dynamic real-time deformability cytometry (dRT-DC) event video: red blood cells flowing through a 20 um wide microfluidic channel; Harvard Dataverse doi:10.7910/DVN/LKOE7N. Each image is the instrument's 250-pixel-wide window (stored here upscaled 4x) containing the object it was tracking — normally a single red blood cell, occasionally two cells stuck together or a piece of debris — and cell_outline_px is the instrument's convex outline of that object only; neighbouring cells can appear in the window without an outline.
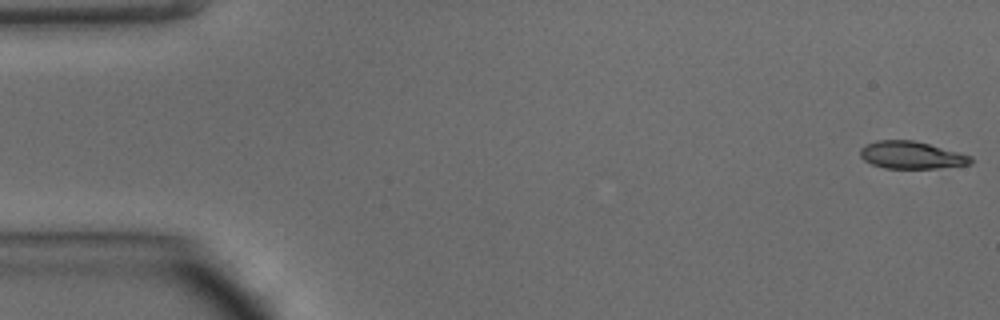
{"species": "common noctule bat (a hibernating species)", "species_latin": "Nyctalus noctula", "temperature_condition": "warm", "stored_images_in_passage": 43, "camera_frame_rate_fps": 3000, "um_per_image_px": 0.085, "animal": {"sex": "male", "body_mass_g": 15.6}, "frame": {"image": 1, "passage_image": 1, "time_ms": 0.0, "image_size_px": [1000, 320], "cell_outline_px": [[972, 164], [940, 168], [884, 168], [872, 164], [864, 160], [860, 156], [860, 148], [876, 140], [912, 140], [928, 144], [972, 156]], "centroid_in_image_um": [77.46, 13.19], "position_along_channel_um": 7.5, "area_um2": 17.51}}
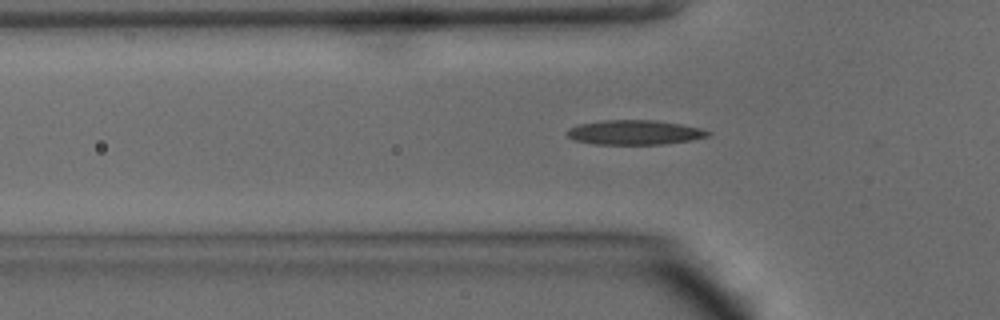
{"frame": {"image": 2, "passage_image": 15, "time_ms": 4.667, "image_size_px": [1000, 320], "cell_outline_px": [[712, 132], [708, 136], [692, 140], [664, 144], [596, 144], [576, 140], [568, 136], [564, 132], [568, 128], [580, 124], [604, 120], [656, 120], [680, 124], [700, 128]], "centroid_in_image_um": [53.94, 11.25], "position_along_channel_um": 71.9, "area_um2": 20.11}}
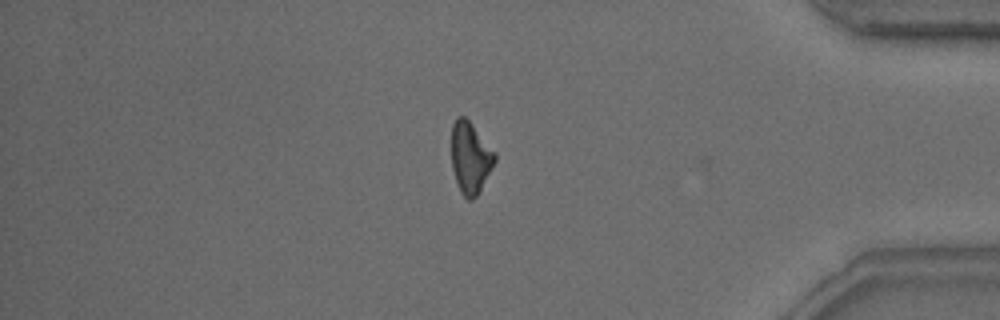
{"frame": {"image": 3, "passage_image": 40, "time_ms": 13.0, "image_size_px": [1000, 320], "cell_outline_px": [[496, 160], [476, 196], [472, 200], [468, 200], [460, 192], [452, 168], [452, 124], [456, 116], [464, 116], [468, 120], [496, 152]], "centroid_in_image_um": [39.97, 13.38], "position_along_channel_um": 395.2, "area_um2": 17.86}, "authors_computed_cell_mechanics": {"area_um2": 18.6694, "velocity_mm_per_s": 4.249, "shape_relaxation_time_tau1_ms": 4.8294, "shape_relaxation_time_tau2_ms": 7.5346, "deformation_change_tau1": 0.1679, "deformation_change_tau2": 0.2046}}